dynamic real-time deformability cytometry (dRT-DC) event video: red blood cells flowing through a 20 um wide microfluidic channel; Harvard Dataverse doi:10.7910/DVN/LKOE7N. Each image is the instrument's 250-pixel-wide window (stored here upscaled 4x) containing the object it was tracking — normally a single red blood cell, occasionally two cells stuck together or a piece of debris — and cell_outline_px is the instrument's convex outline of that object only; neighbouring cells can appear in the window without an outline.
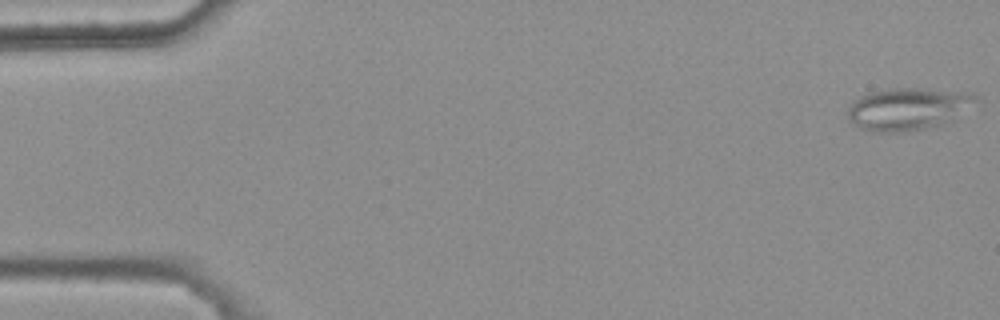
{"species": "common noctule bat (a hibernating species)", "species_latin": "Nyctalus noctula", "temperature_condition": "warm", "stored_images_in_passage": 5, "camera_frame_rate_fps": 3000, "um_per_image_px": 0.085, "animal": {"sex": "female", "body_mass_g": 25.1}, "frame": {"image": 1, "passage_image": 1, "time_ms": 0.0, "image_size_px": [1000, 320], "cell_outline_px": [[980, 100], [956, 120], [924, 128], [904, 132], [872, 132], [860, 128], [852, 124], [848, 120], [848, 108], [852, 100], [860, 96], [872, 92], [892, 88], [916, 88], [972, 92], [980, 96]], "centroid_in_image_um": [77.23, 9.25], "position_along_channel_um": 7.8, "area_um2": 32.19}}